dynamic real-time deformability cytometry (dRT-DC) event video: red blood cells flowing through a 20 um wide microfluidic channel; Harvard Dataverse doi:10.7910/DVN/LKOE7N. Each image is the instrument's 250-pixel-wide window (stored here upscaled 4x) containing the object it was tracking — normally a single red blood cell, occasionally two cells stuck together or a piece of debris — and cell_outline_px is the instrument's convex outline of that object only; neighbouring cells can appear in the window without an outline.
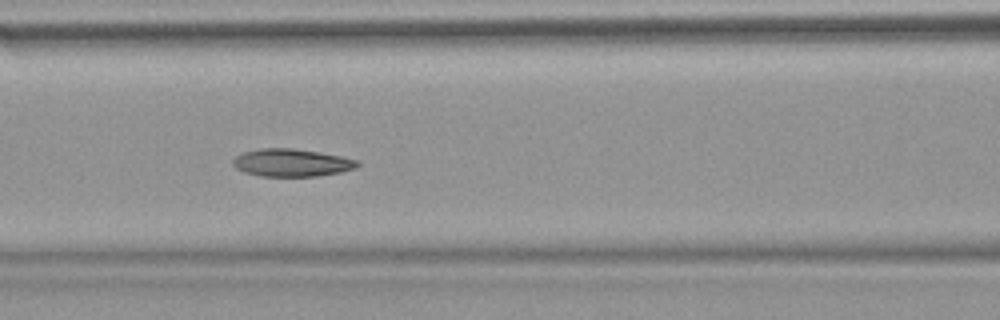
{"species": "common noctule bat (a hibernating species)", "species_latin": "Nyctalus noctula", "temperature_condition": "warm", "stored_images_in_passage": 53, "camera_frame_rate_fps": 3000, "um_per_image_px": 0.085, "animal": {"sex": "female", "body_mass_g": 18.4}, "frame": {"image": 1, "passage_image": 23, "time_ms": 7.333, "image_size_px": [1000, 320], "cell_outline_px": [[360, 164], [356, 168], [340, 172], [316, 176], [260, 176], [244, 172], [236, 168], [232, 164], [232, 160], [236, 156], [244, 152], [260, 148], [292, 148], [320, 152], [360, 160]], "centroid_in_image_um": [24.8, 13.82], "position_along_channel_um": 141.8, "area_um2": 20.11}}
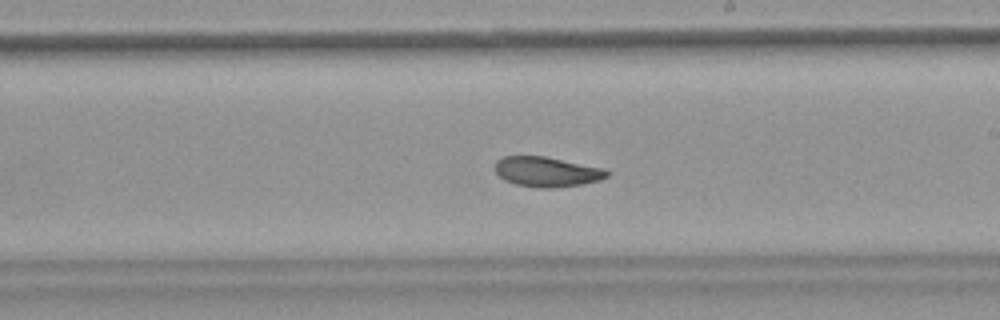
{"frame": {"image": 2, "passage_image": 31, "time_ms": 10.0, "image_size_px": [1000, 320], "cell_outline_px": [[608, 176], [600, 180], [580, 184], [552, 188], [540, 188], [516, 184], [504, 180], [496, 172], [496, 160], [504, 156], [544, 156], [604, 168], [608, 172]], "centroid_in_image_um": [46.47, 14.6], "position_along_channel_um": 242.5, "area_um2": 19.36}, "authors_computed_cell_mechanics": {"area_um2": 20.808, "velocity_mm_per_s": 3.7981, "shape_relaxation_time_tau1_ms": 8.1766, "shape_relaxation_time_tau2_ms": 2.7925, "deformation_change_tau1": 0.1666, "deformation_change_tau2": 0.0799}}